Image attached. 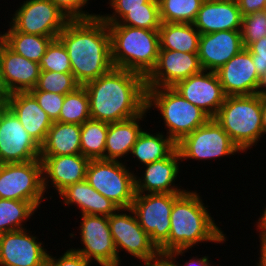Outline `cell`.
<instances>
[{
	"label": "cell",
	"instance_id": "obj_1",
	"mask_svg": "<svg viewBox=\"0 0 266 266\" xmlns=\"http://www.w3.org/2000/svg\"><path fill=\"white\" fill-rule=\"evenodd\" d=\"M83 86L89 96L93 120L115 123L138 116L146 110V80L136 72L113 68Z\"/></svg>",
	"mask_w": 266,
	"mask_h": 266
},
{
	"label": "cell",
	"instance_id": "obj_2",
	"mask_svg": "<svg viewBox=\"0 0 266 266\" xmlns=\"http://www.w3.org/2000/svg\"><path fill=\"white\" fill-rule=\"evenodd\" d=\"M58 38L68 52L72 74L81 86L114 68L108 25L100 17L70 20Z\"/></svg>",
	"mask_w": 266,
	"mask_h": 266
},
{
	"label": "cell",
	"instance_id": "obj_3",
	"mask_svg": "<svg viewBox=\"0 0 266 266\" xmlns=\"http://www.w3.org/2000/svg\"><path fill=\"white\" fill-rule=\"evenodd\" d=\"M205 205L197 190H186L173 202L169 237L159 252L190 250L200 243L223 244L228 241L224 230L211 217L208 204Z\"/></svg>",
	"mask_w": 266,
	"mask_h": 266
},
{
	"label": "cell",
	"instance_id": "obj_4",
	"mask_svg": "<svg viewBox=\"0 0 266 266\" xmlns=\"http://www.w3.org/2000/svg\"><path fill=\"white\" fill-rule=\"evenodd\" d=\"M107 25L114 68L136 72L146 78L157 64L160 50L158 30L118 23Z\"/></svg>",
	"mask_w": 266,
	"mask_h": 266
},
{
	"label": "cell",
	"instance_id": "obj_5",
	"mask_svg": "<svg viewBox=\"0 0 266 266\" xmlns=\"http://www.w3.org/2000/svg\"><path fill=\"white\" fill-rule=\"evenodd\" d=\"M245 154L262 137L261 95L227 96L213 118Z\"/></svg>",
	"mask_w": 266,
	"mask_h": 266
},
{
	"label": "cell",
	"instance_id": "obj_6",
	"mask_svg": "<svg viewBox=\"0 0 266 266\" xmlns=\"http://www.w3.org/2000/svg\"><path fill=\"white\" fill-rule=\"evenodd\" d=\"M146 89V109H157L160 112L166 135L176 144L210 119L203 110L187 101L173 87Z\"/></svg>",
	"mask_w": 266,
	"mask_h": 266
},
{
	"label": "cell",
	"instance_id": "obj_7",
	"mask_svg": "<svg viewBox=\"0 0 266 266\" xmlns=\"http://www.w3.org/2000/svg\"><path fill=\"white\" fill-rule=\"evenodd\" d=\"M126 161L90 160L86 170L89 185L123 209L131 208L135 197V171Z\"/></svg>",
	"mask_w": 266,
	"mask_h": 266
},
{
	"label": "cell",
	"instance_id": "obj_8",
	"mask_svg": "<svg viewBox=\"0 0 266 266\" xmlns=\"http://www.w3.org/2000/svg\"><path fill=\"white\" fill-rule=\"evenodd\" d=\"M0 198L31 202L39 209L42 202L48 200L43 188L41 160L0 164Z\"/></svg>",
	"mask_w": 266,
	"mask_h": 266
},
{
	"label": "cell",
	"instance_id": "obj_9",
	"mask_svg": "<svg viewBox=\"0 0 266 266\" xmlns=\"http://www.w3.org/2000/svg\"><path fill=\"white\" fill-rule=\"evenodd\" d=\"M11 14L7 32L58 38L70 21L50 0H25Z\"/></svg>",
	"mask_w": 266,
	"mask_h": 266
},
{
	"label": "cell",
	"instance_id": "obj_10",
	"mask_svg": "<svg viewBox=\"0 0 266 266\" xmlns=\"http://www.w3.org/2000/svg\"><path fill=\"white\" fill-rule=\"evenodd\" d=\"M181 163L190 159L200 161L215 160L239 154L240 149L232 142L229 135L213 119L185 136L176 144Z\"/></svg>",
	"mask_w": 266,
	"mask_h": 266
},
{
	"label": "cell",
	"instance_id": "obj_11",
	"mask_svg": "<svg viewBox=\"0 0 266 266\" xmlns=\"http://www.w3.org/2000/svg\"><path fill=\"white\" fill-rule=\"evenodd\" d=\"M182 193H135L131 209L139 225L149 235L151 242L159 249L170 233V214L173 202Z\"/></svg>",
	"mask_w": 266,
	"mask_h": 266
},
{
	"label": "cell",
	"instance_id": "obj_12",
	"mask_svg": "<svg viewBox=\"0 0 266 266\" xmlns=\"http://www.w3.org/2000/svg\"><path fill=\"white\" fill-rule=\"evenodd\" d=\"M108 222L118 255V264L122 262L120 250L139 261L154 257L159 252L149 235L139 225L131 208H119L108 217Z\"/></svg>",
	"mask_w": 266,
	"mask_h": 266
},
{
	"label": "cell",
	"instance_id": "obj_13",
	"mask_svg": "<svg viewBox=\"0 0 266 266\" xmlns=\"http://www.w3.org/2000/svg\"><path fill=\"white\" fill-rule=\"evenodd\" d=\"M80 215L79 238H81L80 242L83 247L72 249L83 255L91 264L93 262L98 263L97 265L118 264V255L110 232L108 217Z\"/></svg>",
	"mask_w": 266,
	"mask_h": 266
},
{
	"label": "cell",
	"instance_id": "obj_14",
	"mask_svg": "<svg viewBox=\"0 0 266 266\" xmlns=\"http://www.w3.org/2000/svg\"><path fill=\"white\" fill-rule=\"evenodd\" d=\"M40 159V145L23 128L18 117L5 104L0 105V164Z\"/></svg>",
	"mask_w": 266,
	"mask_h": 266
},
{
	"label": "cell",
	"instance_id": "obj_15",
	"mask_svg": "<svg viewBox=\"0 0 266 266\" xmlns=\"http://www.w3.org/2000/svg\"><path fill=\"white\" fill-rule=\"evenodd\" d=\"M30 232L26 228L0 234V266H46L49 251Z\"/></svg>",
	"mask_w": 266,
	"mask_h": 266
},
{
	"label": "cell",
	"instance_id": "obj_16",
	"mask_svg": "<svg viewBox=\"0 0 266 266\" xmlns=\"http://www.w3.org/2000/svg\"><path fill=\"white\" fill-rule=\"evenodd\" d=\"M202 71L198 53L160 49L155 68L145 78L146 88L173 87Z\"/></svg>",
	"mask_w": 266,
	"mask_h": 266
},
{
	"label": "cell",
	"instance_id": "obj_17",
	"mask_svg": "<svg viewBox=\"0 0 266 266\" xmlns=\"http://www.w3.org/2000/svg\"><path fill=\"white\" fill-rule=\"evenodd\" d=\"M173 88L187 101L214 118L226 99L216 72L203 70L177 82Z\"/></svg>",
	"mask_w": 266,
	"mask_h": 266
},
{
	"label": "cell",
	"instance_id": "obj_18",
	"mask_svg": "<svg viewBox=\"0 0 266 266\" xmlns=\"http://www.w3.org/2000/svg\"><path fill=\"white\" fill-rule=\"evenodd\" d=\"M181 157L177 148L167 157L144 165L142 174L135 173V193H184L186 189L175 184L179 177ZM181 187V188H180Z\"/></svg>",
	"mask_w": 266,
	"mask_h": 266
},
{
	"label": "cell",
	"instance_id": "obj_19",
	"mask_svg": "<svg viewBox=\"0 0 266 266\" xmlns=\"http://www.w3.org/2000/svg\"><path fill=\"white\" fill-rule=\"evenodd\" d=\"M226 96L257 94L260 76L248 48L242 49L216 71Z\"/></svg>",
	"mask_w": 266,
	"mask_h": 266
},
{
	"label": "cell",
	"instance_id": "obj_20",
	"mask_svg": "<svg viewBox=\"0 0 266 266\" xmlns=\"http://www.w3.org/2000/svg\"><path fill=\"white\" fill-rule=\"evenodd\" d=\"M40 160L46 194L49 187H53V190L59 194L67 186L86 180V170L90 160L81 154L40 156Z\"/></svg>",
	"mask_w": 266,
	"mask_h": 266
},
{
	"label": "cell",
	"instance_id": "obj_21",
	"mask_svg": "<svg viewBox=\"0 0 266 266\" xmlns=\"http://www.w3.org/2000/svg\"><path fill=\"white\" fill-rule=\"evenodd\" d=\"M244 49L241 30L201 34L198 57L203 70L216 72Z\"/></svg>",
	"mask_w": 266,
	"mask_h": 266
},
{
	"label": "cell",
	"instance_id": "obj_22",
	"mask_svg": "<svg viewBox=\"0 0 266 266\" xmlns=\"http://www.w3.org/2000/svg\"><path fill=\"white\" fill-rule=\"evenodd\" d=\"M0 62L6 84V98L11 93L28 92L36 87L40 75L39 63L17 54L1 39Z\"/></svg>",
	"mask_w": 266,
	"mask_h": 266
},
{
	"label": "cell",
	"instance_id": "obj_23",
	"mask_svg": "<svg viewBox=\"0 0 266 266\" xmlns=\"http://www.w3.org/2000/svg\"><path fill=\"white\" fill-rule=\"evenodd\" d=\"M200 34L241 30L242 15L236 0H204L193 22Z\"/></svg>",
	"mask_w": 266,
	"mask_h": 266
},
{
	"label": "cell",
	"instance_id": "obj_24",
	"mask_svg": "<svg viewBox=\"0 0 266 266\" xmlns=\"http://www.w3.org/2000/svg\"><path fill=\"white\" fill-rule=\"evenodd\" d=\"M4 103L18 117L31 138L41 146L53 122L35 97L29 91L14 92L7 96Z\"/></svg>",
	"mask_w": 266,
	"mask_h": 266
},
{
	"label": "cell",
	"instance_id": "obj_25",
	"mask_svg": "<svg viewBox=\"0 0 266 266\" xmlns=\"http://www.w3.org/2000/svg\"><path fill=\"white\" fill-rule=\"evenodd\" d=\"M148 110L142 114L118 121L109 123L106 143H105V160L123 161L124 157L131 154L132 148L135 145L138 136L143 131L142 121L147 117ZM142 125H141V122ZM123 158V160H121Z\"/></svg>",
	"mask_w": 266,
	"mask_h": 266
},
{
	"label": "cell",
	"instance_id": "obj_26",
	"mask_svg": "<svg viewBox=\"0 0 266 266\" xmlns=\"http://www.w3.org/2000/svg\"><path fill=\"white\" fill-rule=\"evenodd\" d=\"M58 195L65 207L76 205L75 209H79L81 214L109 217L119 209L114 202L96 191L86 180L67 186Z\"/></svg>",
	"mask_w": 266,
	"mask_h": 266
},
{
	"label": "cell",
	"instance_id": "obj_27",
	"mask_svg": "<svg viewBox=\"0 0 266 266\" xmlns=\"http://www.w3.org/2000/svg\"><path fill=\"white\" fill-rule=\"evenodd\" d=\"M73 154H81V125L53 122L40 146V156Z\"/></svg>",
	"mask_w": 266,
	"mask_h": 266
},
{
	"label": "cell",
	"instance_id": "obj_28",
	"mask_svg": "<svg viewBox=\"0 0 266 266\" xmlns=\"http://www.w3.org/2000/svg\"><path fill=\"white\" fill-rule=\"evenodd\" d=\"M111 12L100 13L99 17L107 24L118 23L149 30H159L162 24L158 0H150L144 4V8L113 9Z\"/></svg>",
	"mask_w": 266,
	"mask_h": 266
},
{
	"label": "cell",
	"instance_id": "obj_29",
	"mask_svg": "<svg viewBox=\"0 0 266 266\" xmlns=\"http://www.w3.org/2000/svg\"><path fill=\"white\" fill-rule=\"evenodd\" d=\"M176 148V143L166 136L165 132L151 133L143 129L132 148L130 157L135 156L134 160L137 158L136 162H139L138 167L143 168L146 164L167 158Z\"/></svg>",
	"mask_w": 266,
	"mask_h": 266
},
{
	"label": "cell",
	"instance_id": "obj_30",
	"mask_svg": "<svg viewBox=\"0 0 266 266\" xmlns=\"http://www.w3.org/2000/svg\"><path fill=\"white\" fill-rule=\"evenodd\" d=\"M160 49L198 53L200 33L189 23H162L158 30Z\"/></svg>",
	"mask_w": 266,
	"mask_h": 266
},
{
	"label": "cell",
	"instance_id": "obj_31",
	"mask_svg": "<svg viewBox=\"0 0 266 266\" xmlns=\"http://www.w3.org/2000/svg\"><path fill=\"white\" fill-rule=\"evenodd\" d=\"M0 39L14 52L27 58L28 60L39 63L46 53L50 42L55 39L51 37L25 34L22 32H4Z\"/></svg>",
	"mask_w": 266,
	"mask_h": 266
},
{
	"label": "cell",
	"instance_id": "obj_32",
	"mask_svg": "<svg viewBox=\"0 0 266 266\" xmlns=\"http://www.w3.org/2000/svg\"><path fill=\"white\" fill-rule=\"evenodd\" d=\"M37 211L31 202L0 198V234L26 229Z\"/></svg>",
	"mask_w": 266,
	"mask_h": 266
},
{
	"label": "cell",
	"instance_id": "obj_33",
	"mask_svg": "<svg viewBox=\"0 0 266 266\" xmlns=\"http://www.w3.org/2000/svg\"><path fill=\"white\" fill-rule=\"evenodd\" d=\"M109 123L89 119L81 125V155L89 160H105Z\"/></svg>",
	"mask_w": 266,
	"mask_h": 266
},
{
	"label": "cell",
	"instance_id": "obj_34",
	"mask_svg": "<svg viewBox=\"0 0 266 266\" xmlns=\"http://www.w3.org/2000/svg\"><path fill=\"white\" fill-rule=\"evenodd\" d=\"M91 119L89 96L84 86L65 95L58 122L82 125Z\"/></svg>",
	"mask_w": 266,
	"mask_h": 266
},
{
	"label": "cell",
	"instance_id": "obj_35",
	"mask_svg": "<svg viewBox=\"0 0 266 266\" xmlns=\"http://www.w3.org/2000/svg\"><path fill=\"white\" fill-rule=\"evenodd\" d=\"M204 0H158L162 23L193 24Z\"/></svg>",
	"mask_w": 266,
	"mask_h": 266
},
{
	"label": "cell",
	"instance_id": "obj_36",
	"mask_svg": "<svg viewBox=\"0 0 266 266\" xmlns=\"http://www.w3.org/2000/svg\"><path fill=\"white\" fill-rule=\"evenodd\" d=\"M81 86L72 72L40 71L35 88L30 91H46L66 95Z\"/></svg>",
	"mask_w": 266,
	"mask_h": 266
},
{
	"label": "cell",
	"instance_id": "obj_37",
	"mask_svg": "<svg viewBox=\"0 0 266 266\" xmlns=\"http://www.w3.org/2000/svg\"><path fill=\"white\" fill-rule=\"evenodd\" d=\"M39 66L40 71L72 72L68 52L59 38L50 42Z\"/></svg>",
	"mask_w": 266,
	"mask_h": 266
},
{
	"label": "cell",
	"instance_id": "obj_38",
	"mask_svg": "<svg viewBox=\"0 0 266 266\" xmlns=\"http://www.w3.org/2000/svg\"><path fill=\"white\" fill-rule=\"evenodd\" d=\"M242 42L244 48L266 36V10L242 16Z\"/></svg>",
	"mask_w": 266,
	"mask_h": 266
},
{
	"label": "cell",
	"instance_id": "obj_39",
	"mask_svg": "<svg viewBox=\"0 0 266 266\" xmlns=\"http://www.w3.org/2000/svg\"><path fill=\"white\" fill-rule=\"evenodd\" d=\"M38 101L39 106L47 113L52 122L59 120L65 95L46 91H29Z\"/></svg>",
	"mask_w": 266,
	"mask_h": 266
},
{
	"label": "cell",
	"instance_id": "obj_40",
	"mask_svg": "<svg viewBox=\"0 0 266 266\" xmlns=\"http://www.w3.org/2000/svg\"><path fill=\"white\" fill-rule=\"evenodd\" d=\"M53 2L69 20H86L99 17V14L89 13L83 8L90 4V0H50ZM95 1V0H94Z\"/></svg>",
	"mask_w": 266,
	"mask_h": 266
},
{
	"label": "cell",
	"instance_id": "obj_41",
	"mask_svg": "<svg viewBox=\"0 0 266 266\" xmlns=\"http://www.w3.org/2000/svg\"><path fill=\"white\" fill-rule=\"evenodd\" d=\"M46 266H91V263L80 253L67 249L59 258L50 253L47 256Z\"/></svg>",
	"mask_w": 266,
	"mask_h": 266
},
{
	"label": "cell",
	"instance_id": "obj_42",
	"mask_svg": "<svg viewBox=\"0 0 266 266\" xmlns=\"http://www.w3.org/2000/svg\"><path fill=\"white\" fill-rule=\"evenodd\" d=\"M186 252H188V249L175 250L171 253L158 252L154 257L140 261L143 265L135 266H177L179 256H185L183 254Z\"/></svg>",
	"mask_w": 266,
	"mask_h": 266
},
{
	"label": "cell",
	"instance_id": "obj_43",
	"mask_svg": "<svg viewBox=\"0 0 266 266\" xmlns=\"http://www.w3.org/2000/svg\"><path fill=\"white\" fill-rule=\"evenodd\" d=\"M248 49L258 75L262 76L266 72V36L252 43Z\"/></svg>",
	"mask_w": 266,
	"mask_h": 266
},
{
	"label": "cell",
	"instance_id": "obj_44",
	"mask_svg": "<svg viewBox=\"0 0 266 266\" xmlns=\"http://www.w3.org/2000/svg\"><path fill=\"white\" fill-rule=\"evenodd\" d=\"M236 1L242 16L266 10V0H236Z\"/></svg>",
	"mask_w": 266,
	"mask_h": 266
},
{
	"label": "cell",
	"instance_id": "obj_45",
	"mask_svg": "<svg viewBox=\"0 0 266 266\" xmlns=\"http://www.w3.org/2000/svg\"><path fill=\"white\" fill-rule=\"evenodd\" d=\"M150 0H108L111 9H136L144 8V4Z\"/></svg>",
	"mask_w": 266,
	"mask_h": 266
},
{
	"label": "cell",
	"instance_id": "obj_46",
	"mask_svg": "<svg viewBox=\"0 0 266 266\" xmlns=\"http://www.w3.org/2000/svg\"><path fill=\"white\" fill-rule=\"evenodd\" d=\"M212 263V264H211ZM214 263L209 260V256H202L201 258L192 256L188 261L186 260L183 265L179 262H177V266H213Z\"/></svg>",
	"mask_w": 266,
	"mask_h": 266
},
{
	"label": "cell",
	"instance_id": "obj_47",
	"mask_svg": "<svg viewBox=\"0 0 266 266\" xmlns=\"http://www.w3.org/2000/svg\"><path fill=\"white\" fill-rule=\"evenodd\" d=\"M259 238H260V240H259V242H260V257H258V259L259 260H257L258 262V264L260 265V266H266V235H259Z\"/></svg>",
	"mask_w": 266,
	"mask_h": 266
},
{
	"label": "cell",
	"instance_id": "obj_48",
	"mask_svg": "<svg viewBox=\"0 0 266 266\" xmlns=\"http://www.w3.org/2000/svg\"><path fill=\"white\" fill-rule=\"evenodd\" d=\"M263 207L264 209L260 213L261 215L259 216L258 221L256 220L257 224H254L257 228V232L259 230V235H266V206L264 205Z\"/></svg>",
	"mask_w": 266,
	"mask_h": 266
},
{
	"label": "cell",
	"instance_id": "obj_49",
	"mask_svg": "<svg viewBox=\"0 0 266 266\" xmlns=\"http://www.w3.org/2000/svg\"><path fill=\"white\" fill-rule=\"evenodd\" d=\"M262 137L266 134V96H261Z\"/></svg>",
	"mask_w": 266,
	"mask_h": 266
},
{
	"label": "cell",
	"instance_id": "obj_50",
	"mask_svg": "<svg viewBox=\"0 0 266 266\" xmlns=\"http://www.w3.org/2000/svg\"><path fill=\"white\" fill-rule=\"evenodd\" d=\"M6 100V84L3 79L2 74V66L0 62V102H3Z\"/></svg>",
	"mask_w": 266,
	"mask_h": 266
},
{
	"label": "cell",
	"instance_id": "obj_51",
	"mask_svg": "<svg viewBox=\"0 0 266 266\" xmlns=\"http://www.w3.org/2000/svg\"><path fill=\"white\" fill-rule=\"evenodd\" d=\"M257 94L266 96V72L262 76H260Z\"/></svg>",
	"mask_w": 266,
	"mask_h": 266
},
{
	"label": "cell",
	"instance_id": "obj_52",
	"mask_svg": "<svg viewBox=\"0 0 266 266\" xmlns=\"http://www.w3.org/2000/svg\"><path fill=\"white\" fill-rule=\"evenodd\" d=\"M122 264H116V265H100V266H121ZM133 266V265H132ZM135 266V265H134Z\"/></svg>",
	"mask_w": 266,
	"mask_h": 266
}]
</instances>
